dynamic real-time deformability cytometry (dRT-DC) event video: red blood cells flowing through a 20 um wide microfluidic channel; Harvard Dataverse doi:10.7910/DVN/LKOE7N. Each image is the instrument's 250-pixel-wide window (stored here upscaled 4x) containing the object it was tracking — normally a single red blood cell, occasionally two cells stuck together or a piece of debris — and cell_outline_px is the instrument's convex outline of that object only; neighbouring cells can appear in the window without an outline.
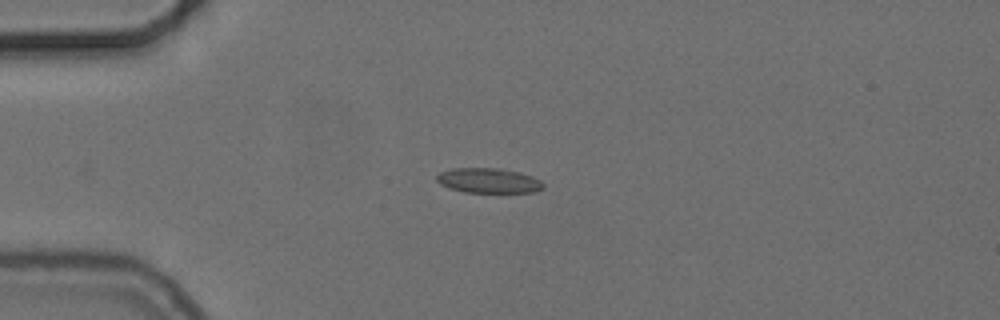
{"species": "common noctule bat (a hibernating species)", "species_latin": "Nyctalus noctula", "temperature_condition": "cold", "stored_images_in_passage": 42, "camera_frame_rate_fps": 3000, "um_per_image_px": 0.085, "animal": {"sex": "female", "body_mass_g": 24.6, "forearm_length_mm": 56.2}, "frame": {"image": 1, "passage_image": 1, "time_ms": 0.0, "image_size_px": [1000, 320], "cell_outline_px": [[544, 188], [536, 192], [464, 192], [448, 188], [440, 184], [436, 180], [436, 176], [440, 172], [452, 168], [500, 168], [520, 172], [532, 176], [540, 180], [544, 184]], "centroid_in_image_um": [41.53, 15.35], "position_along_channel_um": 43.5, "area_um2": 15.61}}
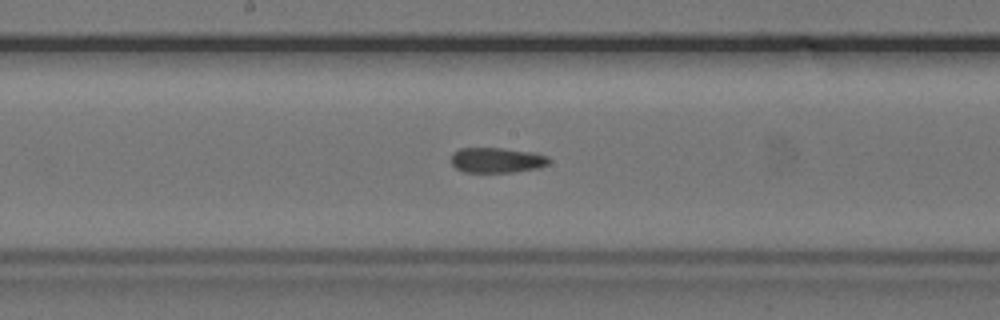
{"frame": {"image": 2, "passage_image": 16, "time_ms": 5.0, "image_size_px": [1000, 320], "cell_outline_px": [[552, 160], [548, 164], [540, 168], [512, 172], [464, 172], [456, 168], [452, 164], [452, 152], [460, 148], [504, 148], [536, 152], [548, 156]], "centroid_in_image_um": [42.28, 13.6], "position_along_channel_um": 205.9, "area_um2": 14.62}}
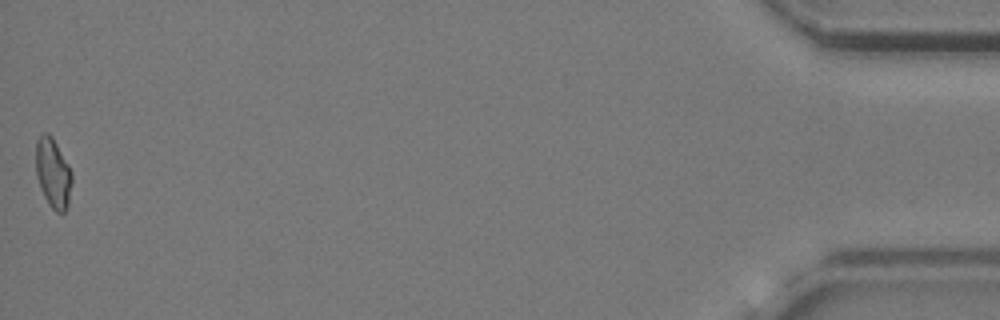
{"frame": {"image": 3, "passage_image": 42, "time_ms": 13.667, "image_size_px": [1000, 320], "cell_outline_px": [[72, 180], [68, 208], [64, 212], [56, 212], [48, 204], [40, 188], [36, 176], [36, 140], [44, 132], [48, 132], [52, 136], [68, 164], [72, 172]], "centroid_in_image_um": [4.51, 14.72], "position_along_channel_um": 430.7, "area_um2": 14.8}}